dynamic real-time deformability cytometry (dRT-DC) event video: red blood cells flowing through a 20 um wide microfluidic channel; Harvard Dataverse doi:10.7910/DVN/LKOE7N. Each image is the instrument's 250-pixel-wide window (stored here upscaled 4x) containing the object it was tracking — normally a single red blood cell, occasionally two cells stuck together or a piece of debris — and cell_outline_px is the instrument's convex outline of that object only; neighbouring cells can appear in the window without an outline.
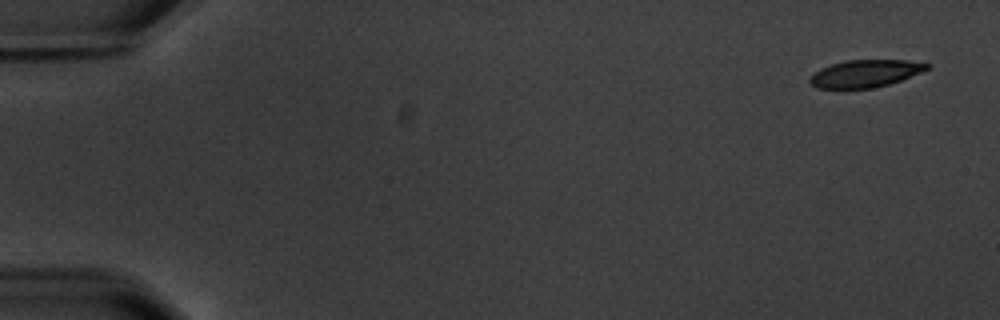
{"species": "common noctule bat (a hibernating species)", "species_latin": "Nyctalus noctula", "temperature_condition": "warm", "stored_images_in_passage": 5, "camera_frame_rate_fps": 3000, "um_per_image_px": 0.085, "animal": {"sex": "male", "body_mass_g": 20.1, "forearm_length_mm": 53.5}, "frame": {"image": 1, "passage_image": 1, "time_ms": 0.0, "image_size_px": [1000, 320], "cell_outline_px": [[932, 64], [928, 68], [920, 72], [900, 80], [888, 84], [872, 88], [816, 88], [808, 80], [820, 68], [844, 60], [908, 60]], "centroid_in_image_um": [73.54, 6.24], "position_along_channel_um": 11.5, "area_um2": 18.44}}
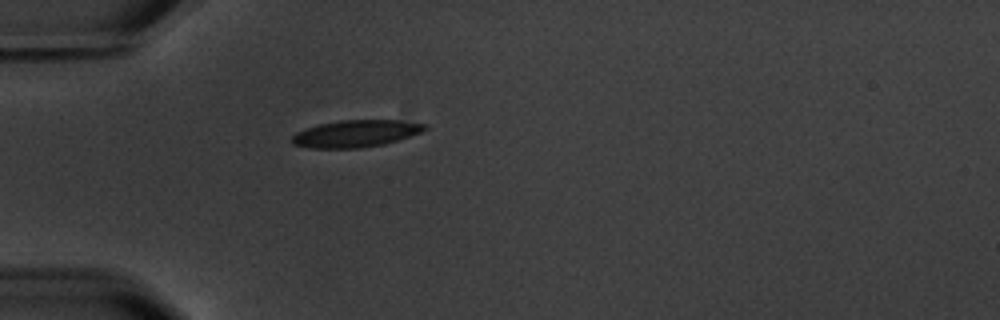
{"frame": {"image": 2, "passage_image": 5, "time_ms": 5.0, "image_size_px": [1000, 320], "cell_outline_px": [[428, 128], [420, 132], [384, 144], [360, 148], [308, 148], [292, 144], [292, 136], [296, 132], [320, 124], [340, 120], [396, 120], [428, 124]], "centroid_in_image_um": [30.22, 11.35], "position_along_channel_um": 54.8, "area_um2": 20.75}}